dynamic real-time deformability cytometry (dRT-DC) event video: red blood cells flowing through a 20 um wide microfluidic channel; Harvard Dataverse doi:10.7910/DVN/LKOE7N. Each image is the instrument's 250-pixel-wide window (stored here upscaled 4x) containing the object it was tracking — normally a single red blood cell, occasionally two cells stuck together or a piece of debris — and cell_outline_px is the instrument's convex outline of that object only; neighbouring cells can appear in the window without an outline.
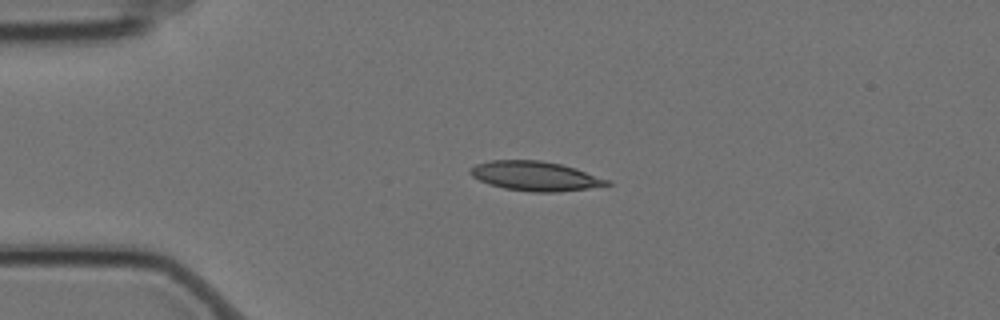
{"species": "Egyptian fruit bat (a non-hibernating species)", "species_latin": "Rousettus aegyptiacus", "temperature_condition": "cold", "stored_images_in_passage": 4, "camera_frame_rate_fps": 3000, "um_per_image_px": 0.085, "animal": {"sex": "female"}, "frame": {"image": 1, "passage_image": 2, "time_ms": 0.333, "image_size_px": [1000, 320], "cell_outline_px": [[612, 184], [588, 188], [556, 192], [532, 192], [504, 188], [488, 184], [472, 176], [468, 172], [468, 168], [476, 164], [492, 160], [540, 160], [560, 164], [576, 168], [608, 180]], "centroid_in_image_um": [45.44, 14.96], "position_along_channel_um": 39.6, "area_um2": 23.35}}